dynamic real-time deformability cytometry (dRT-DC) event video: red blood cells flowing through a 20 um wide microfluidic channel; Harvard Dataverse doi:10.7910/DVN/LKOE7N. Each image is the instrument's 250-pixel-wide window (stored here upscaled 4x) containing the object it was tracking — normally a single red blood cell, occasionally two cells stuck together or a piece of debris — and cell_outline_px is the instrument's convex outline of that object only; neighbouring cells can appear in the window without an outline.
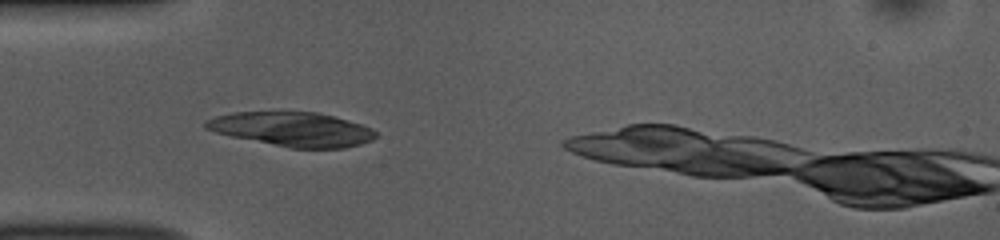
{"species": "common noctule bat (a hibernating species)", "species_latin": "Nyctalus noctula", "temperature_condition": "room temperature", "stored_images_in_passage": 39, "camera_frame_rate_fps": 3000, "um_per_image_px": 0.085, "animal": {"sex": "female", "body_mass_g": 10.0, "forearm_length_mm": 53.1}, "frame": {"image": 1, "passage_image": 9, "time_ms": 2.667, "image_size_px": [1000, 240], "cell_outline_px": [[376, 136], [372, 140], [360, 144], [344, 148], [292, 148], [232, 136], [216, 132], [204, 128], [204, 120], [216, 116], [232, 112], [316, 112], [332, 116], [360, 124], [372, 128], [376, 132]], "centroid_in_image_um": [24.83, 10.98], "position_along_channel_um": 60.2, "area_um2": 33.58}}
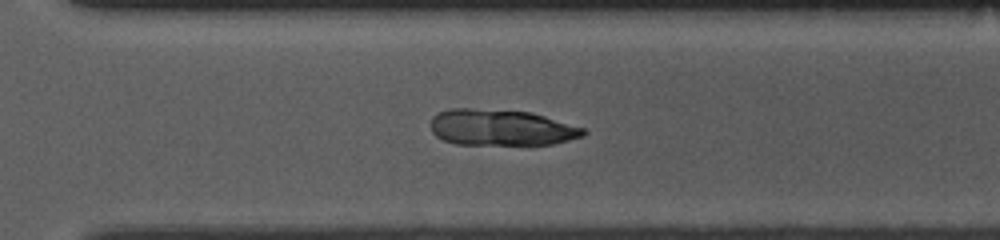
{"frame": {"image": 2, "passage_image": 30, "time_ms": 9.667, "image_size_px": [1000, 240], "cell_outline_px": [[588, 132], [584, 136], [552, 144], [528, 148], [456, 144], [444, 140], [436, 136], [432, 132], [432, 116], [440, 112], [452, 108], [468, 108], [532, 112], [584, 128]], "centroid_in_image_um": [42.65, 10.9], "position_along_channel_um": 328.0, "area_um2": 33.35}}
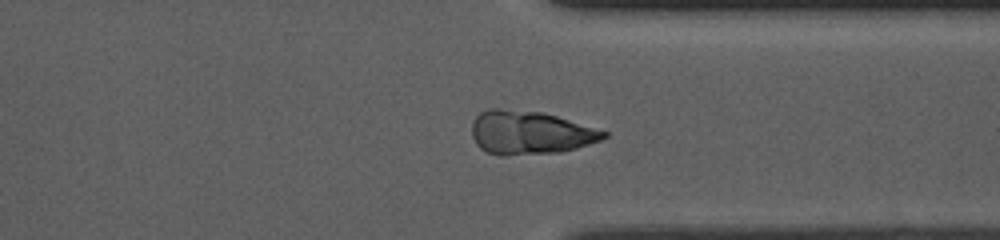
{"frame": {"image": 3, "passage_image": 33, "time_ms": 10.667, "image_size_px": [1000, 240], "cell_outline_px": [[608, 136], [600, 140], [576, 148], [560, 152], [504, 156], [500, 156], [488, 152], [480, 148], [476, 144], [472, 136], [472, 124], [476, 116], [480, 112], [488, 108], [496, 108], [544, 112], [608, 132]], "centroid_in_image_um": [45.02, 11.27], "position_along_channel_um": 366.4, "area_um2": 33.47}}